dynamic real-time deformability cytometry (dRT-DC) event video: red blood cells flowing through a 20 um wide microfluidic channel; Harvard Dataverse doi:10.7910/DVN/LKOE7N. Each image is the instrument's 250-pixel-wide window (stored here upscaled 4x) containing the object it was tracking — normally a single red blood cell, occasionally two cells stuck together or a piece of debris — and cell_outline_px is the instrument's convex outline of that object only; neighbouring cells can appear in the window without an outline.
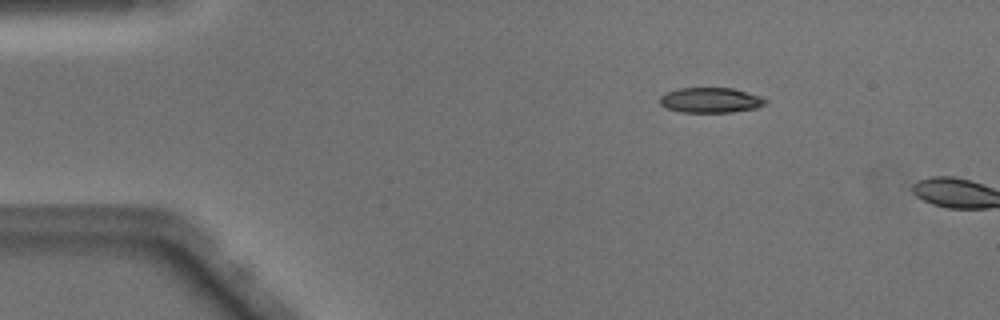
{"species": "Egyptian fruit bat (a non-hibernating species)", "species_latin": "Rousettus aegyptiacus", "temperature_condition": "warm", "stored_images_in_passage": 9, "camera_frame_rate_fps": 3000, "um_per_image_px": 0.085, "animal": {"sex": "male"}, "frame": {"image": 1, "passage_image": 7, "time_ms": 2.0, "image_size_px": [1000, 320], "cell_outline_px": [[768, 100], [764, 104], [756, 108], [732, 112], [680, 112], [668, 108], [660, 104], [660, 96], [668, 92], [680, 88], [732, 88], [760, 96]], "centroid_in_image_um": [60.4, 8.52], "position_along_channel_um": 24.6, "area_um2": 15.32}}